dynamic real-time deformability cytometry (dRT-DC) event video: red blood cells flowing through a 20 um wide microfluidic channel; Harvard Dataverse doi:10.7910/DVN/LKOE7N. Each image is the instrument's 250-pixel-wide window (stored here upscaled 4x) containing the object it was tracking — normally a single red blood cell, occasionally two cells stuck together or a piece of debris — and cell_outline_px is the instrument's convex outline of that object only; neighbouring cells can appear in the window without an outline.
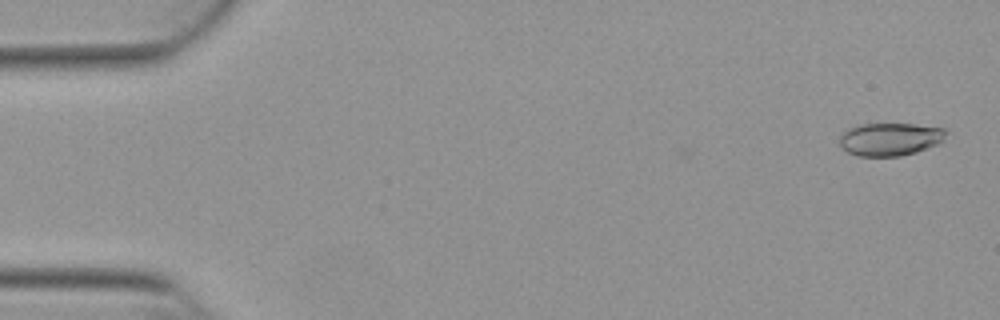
{"species": "Egyptian fruit bat (a non-hibernating species)", "species_latin": "Rousettus aegyptiacus", "temperature_condition": "warm", "stored_images_in_passage": 53, "camera_frame_rate_fps": 3000, "um_per_image_px": 0.085, "animal": {"sex": "female"}, "frame": {"image": 1, "passage_image": 2, "time_ms": 0.333, "image_size_px": [1000, 320], "cell_outline_px": [[948, 132], [944, 140], [940, 144], [916, 152], [900, 156], [856, 156], [840, 148], [840, 132], [856, 124], [912, 124], [944, 128]], "centroid_in_image_um": [75.64, 11.83], "position_along_channel_um": 9.4, "area_um2": 20.81}}
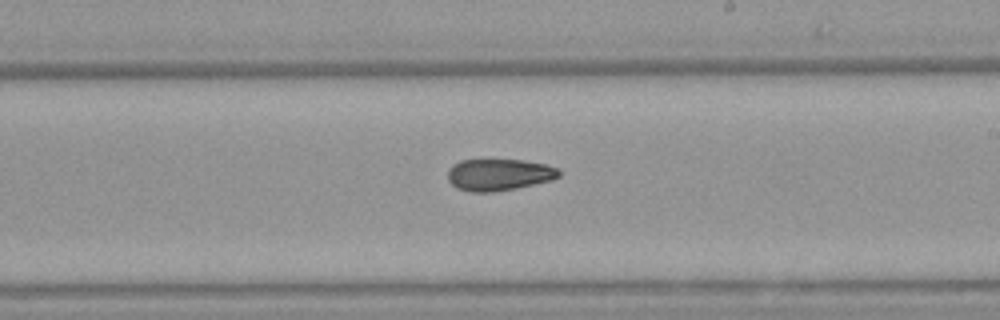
{"frame": {"image": 2, "passage_image": 31, "time_ms": 10.0, "image_size_px": [1000, 320], "cell_outline_px": [[560, 176], [552, 180], [516, 188], [492, 192], [468, 192], [456, 188], [448, 180], [448, 168], [452, 164], [460, 160], [520, 160], [544, 164], [556, 168], [560, 172]], "centroid_in_image_um": [42.36, 14.85], "position_along_channel_um": 246.6, "area_um2": 20.58}}
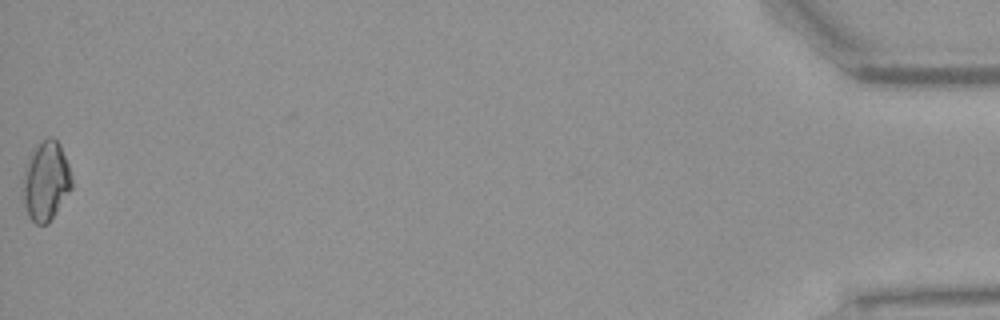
{"frame": {"image": 3, "passage_image": 53, "time_ms": 17.333, "image_size_px": [1000, 320], "cell_outline_px": [[72, 188], [48, 224], [36, 224], [28, 216], [24, 204], [20, 188], [28, 156], [32, 148], [48, 136], [52, 136], [60, 144], [68, 164], [72, 176]], "centroid_in_image_um": [3.87, 15.37], "position_along_channel_um": 431.3, "area_um2": 23.0}, "authors_computed_cell_mechanics": {"area_um2": 21.097, "velocity_mm_per_s": 3.887, "shape_relaxation_time_tau1_ms": null, "shape_relaxation_time_tau2_ms": 4.8769, "deformation_change_tau1": null, "deformation_change_tau2": 0.107}}